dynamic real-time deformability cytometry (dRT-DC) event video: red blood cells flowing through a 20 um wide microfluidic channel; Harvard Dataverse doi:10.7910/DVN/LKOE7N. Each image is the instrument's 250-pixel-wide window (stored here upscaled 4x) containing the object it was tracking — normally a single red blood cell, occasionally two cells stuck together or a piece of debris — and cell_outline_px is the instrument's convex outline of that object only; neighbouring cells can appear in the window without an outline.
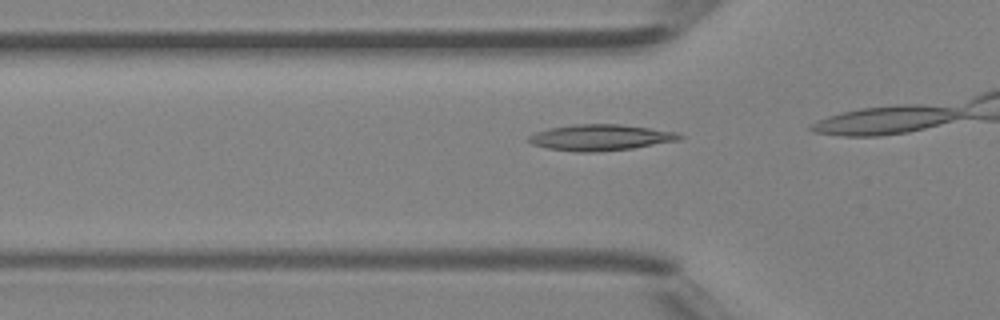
{"species": "Egyptian fruit bat (a non-hibernating species)", "species_latin": "Rousettus aegyptiacus", "temperature_condition": "room temperature", "stored_images_in_passage": 4, "camera_frame_rate_fps": 3000, "um_per_image_px": 0.085, "animal": {"sex": "female"}, "frame": {"image": 1, "passage_image": 2, "time_ms": 0.333, "image_size_px": [1000, 320], "cell_outline_px": [[684, 136], [680, 140], [632, 148], [596, 152], [572, 152], [548, 148], [532, 144], [528, 140], [528, 136], [536, 132], [548, 128], [572, 124], [620, 124], [676, 132]], "centroid_in_image_um": [51.01, 11.69], "position_along_channel_um": 74.8, "area_um2": 22.89}}